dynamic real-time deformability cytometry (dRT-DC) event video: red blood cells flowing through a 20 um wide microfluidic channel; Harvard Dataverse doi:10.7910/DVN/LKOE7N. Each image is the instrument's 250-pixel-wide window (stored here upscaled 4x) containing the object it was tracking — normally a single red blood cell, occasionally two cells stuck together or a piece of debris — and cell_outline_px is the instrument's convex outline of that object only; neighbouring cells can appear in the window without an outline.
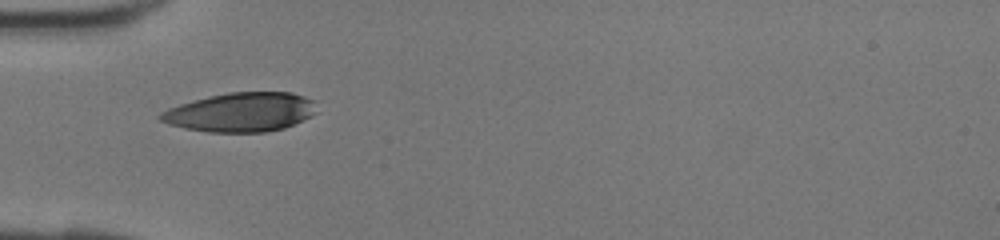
{"species": "human", "species_latin": "Homo sapiens", "temperature_condition": "room temperature", "stored_images_in_passage": 29, "camera_frame_rate_fps": 3000, "um_per_image_px": 0.085, "donor": {"sex": "female"}, "frame": {"image": 1, "passage_image": 1, "time_ms": 0.0, "image_size_px": [1000, 240], "cell_outline_px": [[320, 112], [312, 116], [284, 128], [264, 132], [208, 132], [184, 128], [168, 124], [160, 120], [156, 116], [160, 112], [168, 108], [180, 104], [228, 92], [292, 92], [316, 100]], "centroid_in_image_um": [20.53, 9.53], "position_along_channel_um": 64.5, "area_um2": 35.95}}
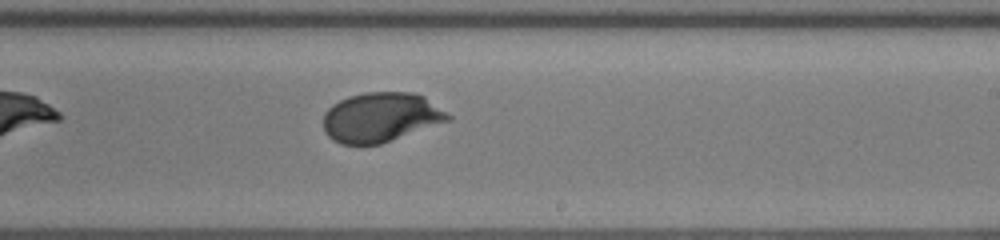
{"frame": {"image": 2, "passage_image": 13, "time_ms": 4.0, "image_size_px": [1000, 240], "cell_outline_px": [[452, 120], [380, 144], [340, 144], [332, 140], [324, 132], [324, 112], [332, 104], [348, 96], [364, 92], [412, 92], [424, 96], [452, 116]], "centroid_in_image_um": [32.36, 9.96], "position_along_channel_um": 256.6, "area_um2": 36.18}}
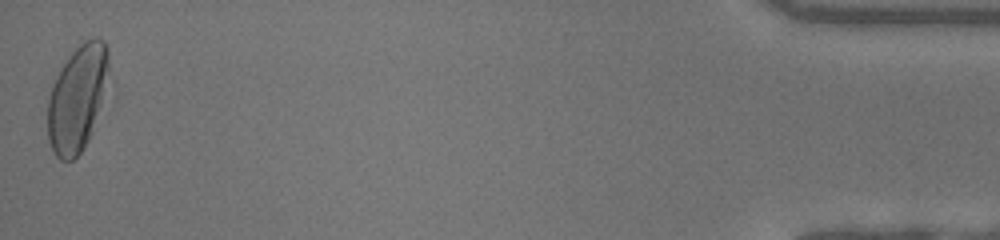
{"frame": {"image": 3, "passage_image": 29, "time_ms": 9.333, "image_size_px": [1000, 240], "cell_outline_px": [[108, 68], [92, 132], [88, 140], [80, 152], [72, 160], [60, 160], [56, 156], [48, 140], [48, 96], [52, 84], [56, 76], [72, 52], [80, 44], [96, 36], [104, 40], [108, 52]], "centroid_in_image_um": [6.52, 8.36], "position_along_channel_um": 428.7, "area_um2": 36.7}}